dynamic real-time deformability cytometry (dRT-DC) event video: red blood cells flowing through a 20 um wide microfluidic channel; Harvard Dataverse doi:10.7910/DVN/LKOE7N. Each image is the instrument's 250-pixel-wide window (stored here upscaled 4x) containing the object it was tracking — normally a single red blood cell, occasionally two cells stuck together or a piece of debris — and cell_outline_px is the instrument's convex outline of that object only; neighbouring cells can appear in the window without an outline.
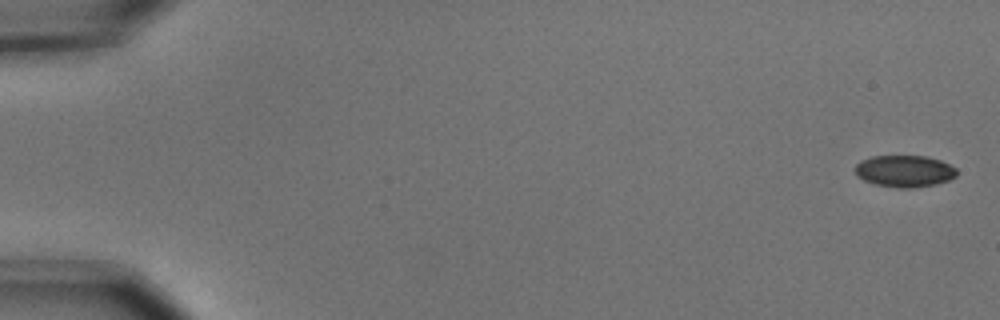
{"species": "common noctule bat (a hibernating species)", "species_latin": "Nyctalus noctula", "temperature_condition": "cold", "stored_images_in_passage": 6, "camera_frame_rate_fps": 3000, "um_per_image_px": 0.085, "animal": {"sex": "male", "body_mass_g": 15.6}, "frame": {"image": 1, "passage_image": 1, "time_ms": 0.0, "image_size_px": [1000, 320], "cell_outline_px": [[956, 176], [948, 180], [936, 184], [912, 188], [900, 188], [876, 184], [864, 180], [856, 176], [856, 164], [860, 160], [872, 156], [928, 156], [940, 160], [956, 168]], "centroid_in_image_um": [76.88, 14.54], "position_along_channel_um": 8.1, "area_um2": 18.79}}
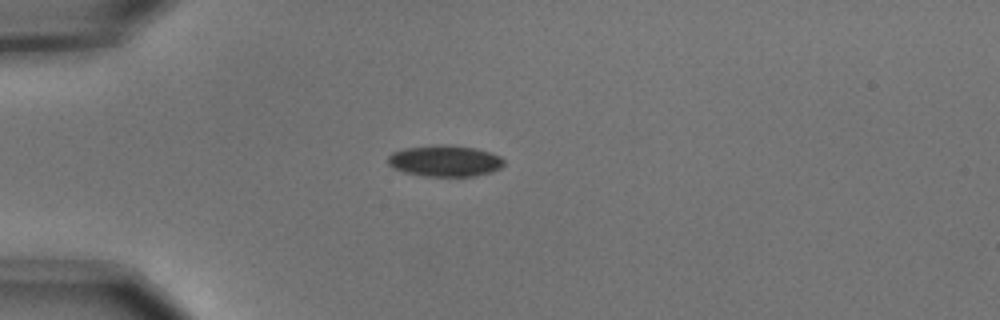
{"frame": {"image": 2, "passage_image": 5, "time_ms": 1.333, "image_size_px": [1000, 320], "cell_outline_px": [[504, 164], [500, 168], [492, 172], [476, 176], [420, 176], [404, 172], [392, 168], [388, 164], [388, 156], [392, 152], [404, 148], [432, 144], [444, 144], [476, 148], [500, 156], [504, 160]], "centroid_in_image_um": [37.79, 13.67], "position_along_channel_um": 47.2, "area_um2": 21.44}}